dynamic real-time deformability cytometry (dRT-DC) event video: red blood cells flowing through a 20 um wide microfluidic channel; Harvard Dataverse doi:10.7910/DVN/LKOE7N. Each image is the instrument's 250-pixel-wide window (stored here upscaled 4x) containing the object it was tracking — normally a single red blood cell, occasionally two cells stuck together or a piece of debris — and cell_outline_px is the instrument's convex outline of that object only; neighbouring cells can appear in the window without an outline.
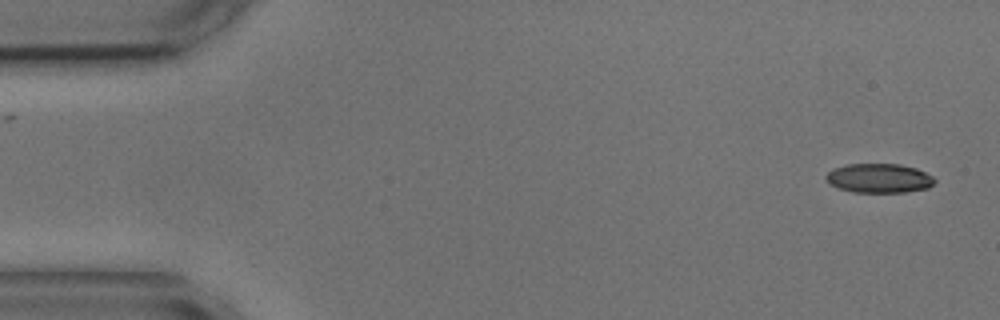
{"species": "common noctule bat (a hibernating species)", "species_latin": "Nyctalus noctula", "temperature_condition": "cold", "stored_images_in_passage": 2, "camera_frame_rate_fps": 3000, "um_per_image_px": 0.085, "animal": {"sex": "male", "body_mass_g": 17.9, "forearm_length_mm": 54.2}, "frame": {"image": 1, "passage_image": 2, "time_ms": 1.0, "image_size_px": [1000, 320], "cell_outline_px": [[936, 180], [928, 188], [904, 192], [852, 192], [840, 188], [832, 184], [824, 176], [832, 168], [848, 164], [900, 164], [916, 168], [932, 176]], "centroid_in_image_um": [74.72, 15.14], "position_along_channel_um": 10.3, "area_um2": 18.38}}